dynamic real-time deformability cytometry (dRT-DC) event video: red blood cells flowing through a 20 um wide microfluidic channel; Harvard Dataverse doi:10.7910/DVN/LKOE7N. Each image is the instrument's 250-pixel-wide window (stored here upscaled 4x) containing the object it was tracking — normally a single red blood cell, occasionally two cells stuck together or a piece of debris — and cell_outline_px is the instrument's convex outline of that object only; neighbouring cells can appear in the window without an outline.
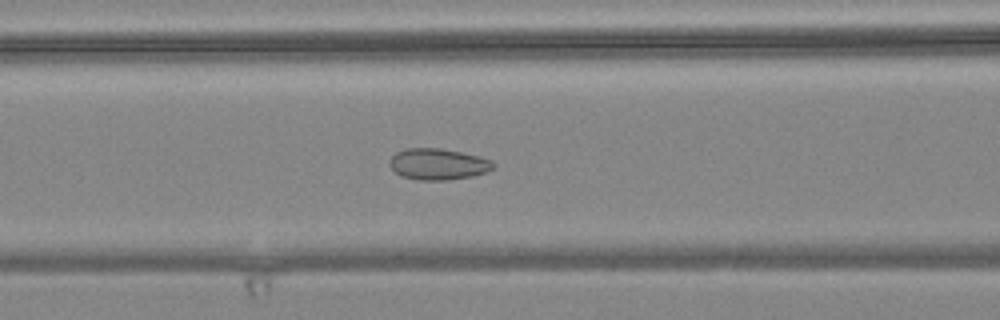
{"species": "common noctule bat (a hibernating species)", "species_latin": "Nyctalus noctula", "temperature_condition": "warm", "stored_images_in_passage": 56, "camera_frame_rate_fps": 3000, "um_per_image_px": 0.085, "animal": {"sex": "female", "body_mass_g": 24.6, "forearm_length_mm": 56.2}, "frame": {"image": 1, "passage_image": 23, "time_ms": 7.333, "image_size_px": [1000, 320], "cell_outline_px": [[496, 168], [472, 176], [448, 180], [420, 180], [404, 176], [396, 172], [388, 164], [392, 156], [396, 152], [408, 148], [440, 148], [480, 156], [492, 160], [496, 164]], "centroid_in_image_um": [37.27, 13.94], "position_along_channel_um": 129.3, "area_um2": 18.84}}
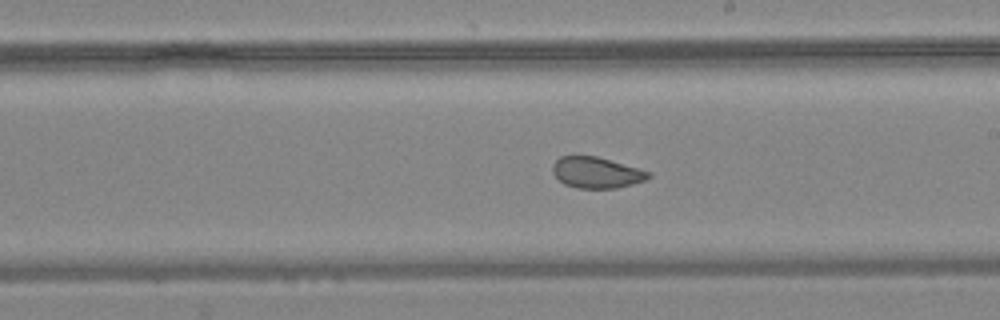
{"frame": {"image": 2, "passage_image": 32, "time_ms": 10.333, "image_size_px": [1000, 320], "cell_outline_px": [[652, 176], [644, 180], [632, 184], [616, 188], [576, 188], [564, 184], [552, 172], [552, 164], [560, 156], [596, 156], [652, 172]], "centroid_in_image_um": [50.69, 14.67], "position_along_channel_um": 238.3, "area_um2": 17.28}}
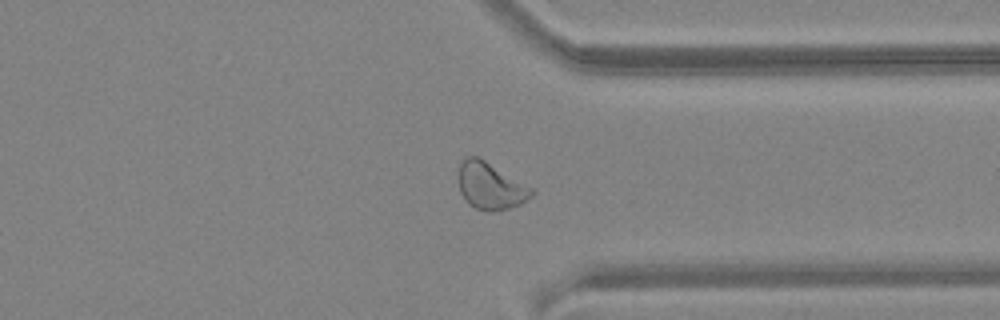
{"frame": {"image": 3, "passage_image": 43, "time_ms": 14.0, "image_size_px": [1000, 320], "cell_outline_px": [[532, 196], [520, 204], [496, 212], [488, 212], [476, 208], [468, 204], [460, 192], [460, 164], [468, 156], [476, 156], [484, 160], [532, 188]], "centroid_in_image_um": [41.68, 15.84], "position_along_channel_um": 369.7, "area_um2": 19.48}, "authors_computed_cell_mechanics": {"area_um2": 20.9814, "velocity_mm_per_s": 3.6432, "shape_relaxation_time_tau1_ms": null, "shape_relaxation_time_tau2_ms": 1.0089, "deformation_change_tau1": null, "deformation_change_tau2": 0.0571}}